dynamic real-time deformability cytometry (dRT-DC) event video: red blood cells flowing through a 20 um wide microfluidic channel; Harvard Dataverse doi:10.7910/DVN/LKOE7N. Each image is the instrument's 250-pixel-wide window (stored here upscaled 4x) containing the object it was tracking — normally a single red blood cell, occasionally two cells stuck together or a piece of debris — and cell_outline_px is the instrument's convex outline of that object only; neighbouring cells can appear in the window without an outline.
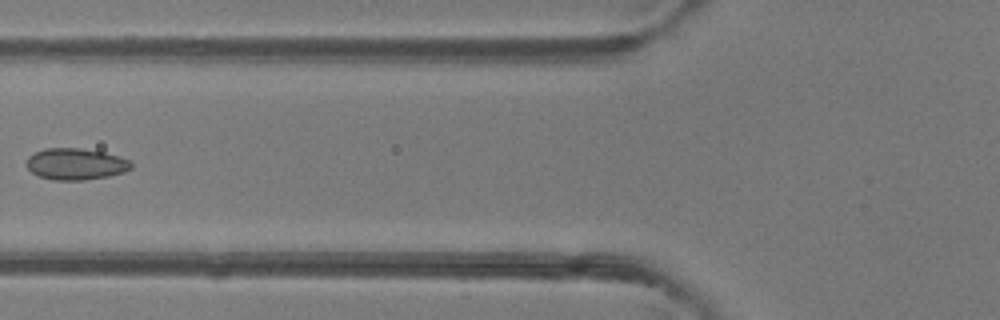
{"species": "common noctule bat (a hibernating species)", "species_latin": "Nyctalus noctula", "temperature_condition": "room temperature", "stored_images_in_passage": 6, "camera_frame_rate_fps": 3000, "um_per_image_px": 0.085, "animal": {"sex": "female"}, "frame": {"image": 1, "passage_image": 6, "time_ms": 6.667, "image_size_px": [1000, 320], "cell_outline_px": [[132, 168], [124, 172], [108, 176], [84, 180], [52, 180], [40, 176], [32, 172], [28, 168], [28, 156], [44, 148], [80, 148], [104, 152], [120, 156], [132, 160]], "centroid_in_image_um": [6.49, 13.94], "position_along_channel_um": 119.3, "area_um2": 19.25}}